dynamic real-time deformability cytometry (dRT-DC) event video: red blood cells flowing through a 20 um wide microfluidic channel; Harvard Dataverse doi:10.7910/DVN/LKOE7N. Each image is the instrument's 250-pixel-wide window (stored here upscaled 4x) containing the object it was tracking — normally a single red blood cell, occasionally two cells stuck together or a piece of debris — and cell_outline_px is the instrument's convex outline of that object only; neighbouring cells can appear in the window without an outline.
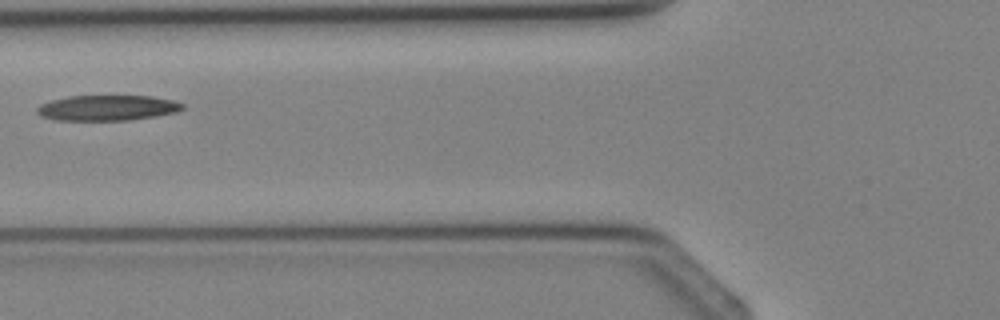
{"species": "Egyptian fruit bat (a non-hibernating species)", "species_latin": "Rousettus aegyptiacus", "temperature_condition": "cold", "stored_images_in_passage": 2, "camera_frame_rate_fps": 3000, "um_per_image_px": 0.085, "animal": {"sex": "female"}, "frame": {"image": 1, "passage_image": 2, "time_ms": 1.333, "image_size_px": [1000, 320], "cell_outline_px": [[184, 108], [176, 112], [156, 116], [128, 120], [56, 120], [40, 116], [36, 112], [36, 108], [40, 104], [52, 100], [68, 96], [152, 96], [172, 100], [184, 104]], "centroid_in_image_um": [9.1, 9.17], "position_along_channel_um": 116.7, "area_um2": 21.56}}